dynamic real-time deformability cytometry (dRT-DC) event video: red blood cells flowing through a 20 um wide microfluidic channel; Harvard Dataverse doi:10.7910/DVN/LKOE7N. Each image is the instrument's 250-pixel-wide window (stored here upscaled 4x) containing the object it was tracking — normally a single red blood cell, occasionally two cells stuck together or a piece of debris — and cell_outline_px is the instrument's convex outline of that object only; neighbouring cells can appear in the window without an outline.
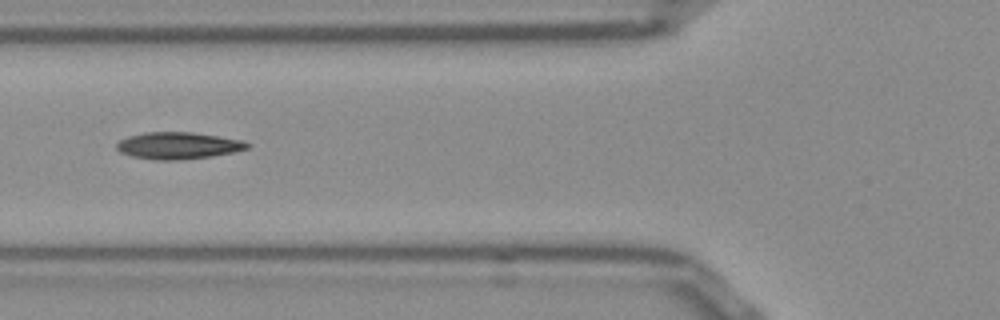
{"species": "Egyptian fruit bat (a non-hibernating species)", "species_latin": "Rousettus aegyptiacus", "temperature_condition": "room temperature", "stored_images_in_passage": 40, "camera_frame_rate_fps": 3000, "um_per_image_px": 0.085, "frame": {"image": 1, "passage_image": 7, "time_ms": 2.0, "image_size_px": [1000, 320], "cell_outline_px": [[252, 144], [248, 148], [232, 152], [212, 156], [172, 160], [156, 160], [132, 156], [120, 152], [116, 148], [116, 144], [120, 140], [128, 136], [144, 132], [192, 132], [244, 140]], "centroid_in_image_um": [15.14, 12.36], "position_along_channel_um": 110.7, "area_um2": 20.4}}
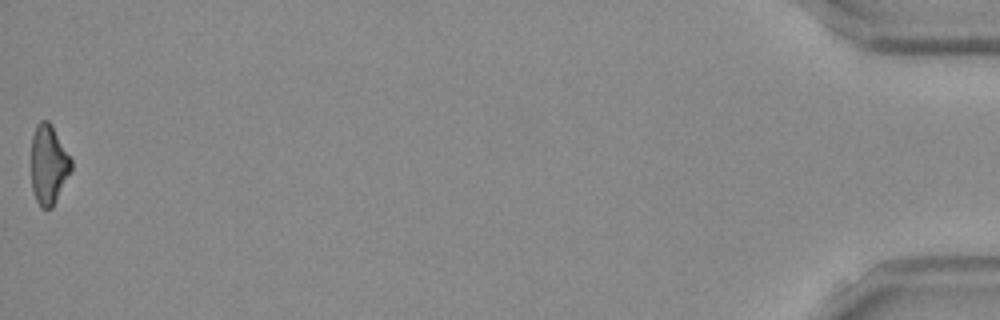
{"frame": {"image": 2, "passage_image": 40, "time_ms": 13.0, "image_size_px": [1000, 320], "cell_outline_px": [[72, 168], [52, 208], [40, 208], [36, 200], [32, 188], [32, 136], [36, 124], [40, 120], [48, 120], [52, 124], [72, 160]], "centroid_in_image_um": [4.13, 13.96], "position_along_channel_um": 431.1, "area_um2": 18.44}, "authors_computed_cell_mechanics": {"area_um2": 19.5653, "velocity_mm_per_s": 3.861, "shape_relaxation_time_tau1_ms": 4.9794, "shape_relaxation_time_tau2_ms": 3.7629, "deformation_change_tau1": 0.1684, "deformation_change_tau2": 0.1137}}